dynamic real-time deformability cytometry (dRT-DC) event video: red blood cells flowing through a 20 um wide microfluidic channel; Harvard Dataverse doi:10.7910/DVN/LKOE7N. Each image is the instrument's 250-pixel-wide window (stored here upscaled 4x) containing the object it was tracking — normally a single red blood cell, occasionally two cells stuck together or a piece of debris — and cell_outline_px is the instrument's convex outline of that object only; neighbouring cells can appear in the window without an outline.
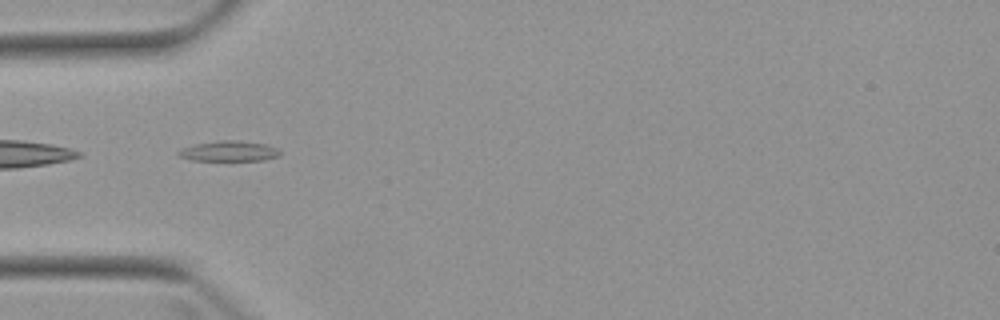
{"species": "Egyptian fruit bat (a non-hibernating species)", "species_latin": "Rousettus aegyptiacus", "temperature_condition": "warm", "stored_images_in_passage": 6, "camera_frame_rate_fps": 3000, "um_per_image_px": 0.085, "animal": {"sex": "female"}, "frame": {"image": 1, "passage_image": 4, "time_ms": 4.0, "image_size_px": [1000, 320], "cell_outline_px": [[280, 156], [264, 160], [192, 160], [180, 156], [176, 152], [180, 148], [196, 144], [220, 140], [236, 140], [268, 144], [276, 148], [280, 152]], "centroid_in_image_um": [19.47, 12.84], "position_along_channel_um": 65.5, "area_um2": 12.02}}
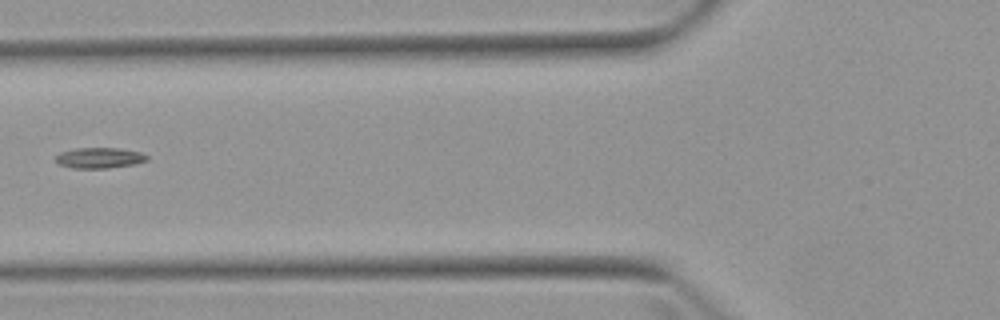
{"frame": {"image": 2, "passage_image": 5, "time_ms": 5.333, "image_size_px": [1000, 320], "cell_outline_px": [[148, 160], [132, 164], [108, 168], [72, 168], [60, 164], [56, 160], [56, 156], [60, 152], [76, 148], [120, 148], [140, 152], [148, 156]], "centroid_in_image_um": [8.45, 13.41], "position_along_channel_um": 117.3, "area_um2": 10.87}}
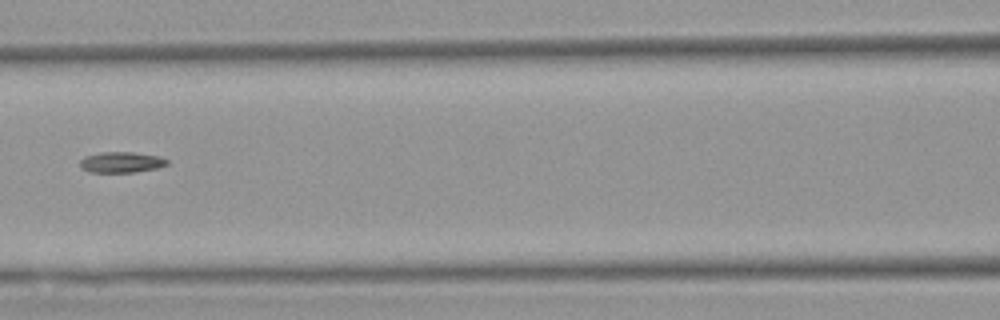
{"frame": {"image": 3, "passage_image": 6, "time_ms": 6.333, "image_size_px": [1000, 320], "cell_outline_px": [[168, 164], [156, 168], [132, 172], [88, 172], [80, 168], [80, 160], [84, 156], [100, 152], [132, 152], [160, 156], [168, 160]], "centroid_in_image_um": [10.27, 13.78], "position_along_channel_um": 156.3, "area_um2": 10.58}}